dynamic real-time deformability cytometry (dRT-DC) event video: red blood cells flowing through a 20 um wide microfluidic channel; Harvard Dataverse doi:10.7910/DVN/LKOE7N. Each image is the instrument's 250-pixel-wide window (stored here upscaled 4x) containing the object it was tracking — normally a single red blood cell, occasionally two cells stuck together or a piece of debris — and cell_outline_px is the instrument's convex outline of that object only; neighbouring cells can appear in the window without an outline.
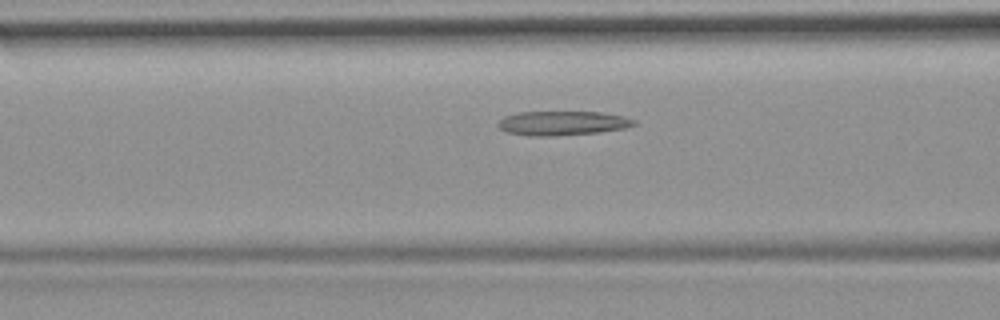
{"species": "common noctule bat (a hibernating species)", "species_latin": "Nyctalus noctula", "temperature_condition": "room temperature", "stored_images_in_passage": 37, "camera_frame_rate_fps": 3000, "um_per_image_px": 0.085, "animal": {"sex": "female", "body_mass_g": 19.9}, "frame": {"image": 1, "passage_image": 5, "time_ms": 1.333, "image_size_px": [1000, 320], "cell_outline_px": [[636, 124], [624, 128], [600, 132], [556, 136], [536, 136], [508, 132], [500, 128], [496, 124], [504, 116], [520, 112], [604, 112], [624, 116], [636, 120]], "centroid_in_image_um": [47.84, 10.46], "position_along_channel_um": 118.8, "area_um2": 19.19}}
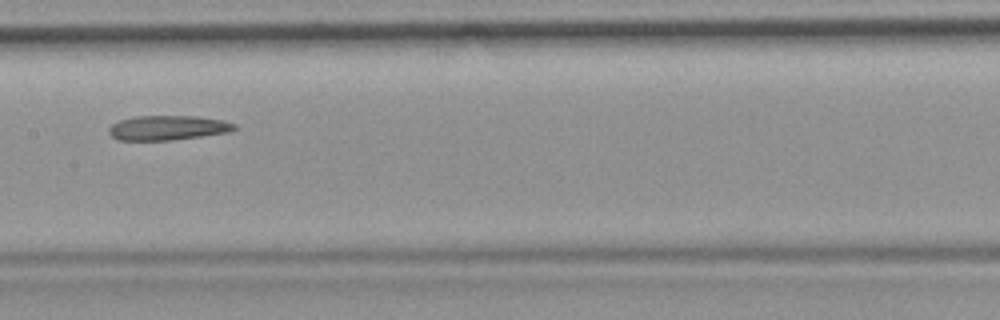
{"frame": {"image": 2, "passage_image": 11, "time_ms": 3.333, "image_size_px": [1000, 320], "cell_outline_px": [[236, 128], [228, 132], [172, 140], [120, 140], [112, 136], [108, 132], [108, 128], [112, 124], [120, 120], [136, 116], [196, 116], [224, 120], [236, 124]], "centroid_in_image_um": [14.25, 10.85], "position_along_channel_um": 193.1, "area_um2": 17.92}}
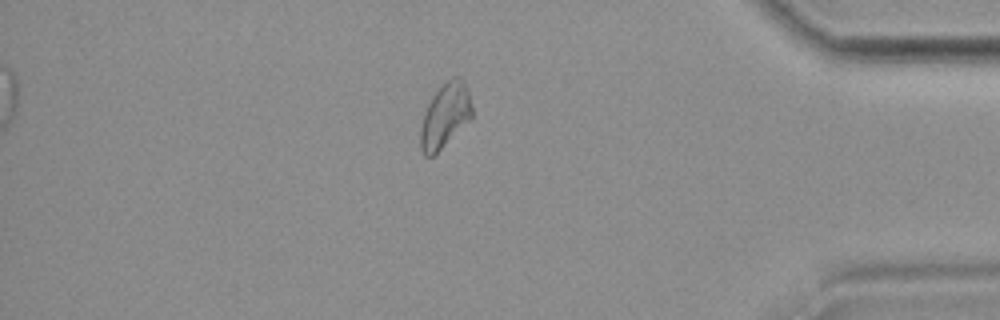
{"frame": {"image": 3, "passage_image": 30, "time_ms": 9.667, "image_size_px": [1000, 320], "cell_outline_px": [[472, 116], [432, 156], [424, 156], [420, 148], [420, 128], [424, 112], [432, 96], [452, 76], [460, 76], [468, 88], [472, 104]], "centroid_in_image_um": [37.82, 9.78], "position_along_channel_um": 397.4, "area_um2": 18.9}, "authors_computed_cell_mechanics": {"area_um2": 18.9006, "velocity_mm_per_s": 3.7343, "shape_relaxation_time_tau1_ms": null, "shape_relaxation_time_tau2_ms": 7.8457, "deformation_change_tau1": null, "deformation_change_tau2": 0.1664}}